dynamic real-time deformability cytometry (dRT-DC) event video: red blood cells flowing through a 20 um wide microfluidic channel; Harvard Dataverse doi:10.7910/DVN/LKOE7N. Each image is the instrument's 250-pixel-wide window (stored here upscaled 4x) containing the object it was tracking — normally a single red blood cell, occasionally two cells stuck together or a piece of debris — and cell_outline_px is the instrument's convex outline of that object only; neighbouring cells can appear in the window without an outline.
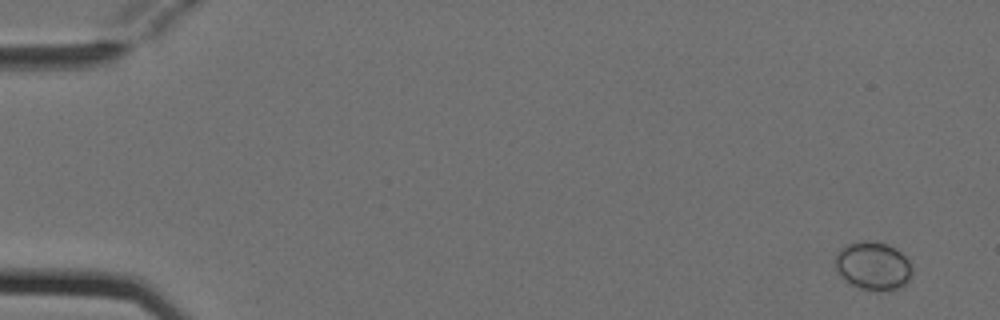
{"species": "Egyptian fruit bat (a non-hibernating species)", "species_latin": "Rousettus aegyptiacus", "temperature_condition": "cold", "stored_images_in_passage": 6, "camera_frame_rate_fps": 3000, "um_per_image_px": 0.085, "animal": {"sex": "female"}, "frame": {"image": 1, "passage_image": 1, "time_ms": 0.0, "image_size_px": [1000, 320], "cell_outline_px": [[912, 276], [908, 284], [896, 288], [876, 292], [860, 288], [848, 284], [836, 272], [836, 252], [844, 244], [860, 240], [868, 240], [888, 244], [896, 248], [908, 260], [912, 268]], "centroid_in_image_um": [74.19, 22.6], "position_along_channel_um": 10.8, "area_um2": 22.2}}